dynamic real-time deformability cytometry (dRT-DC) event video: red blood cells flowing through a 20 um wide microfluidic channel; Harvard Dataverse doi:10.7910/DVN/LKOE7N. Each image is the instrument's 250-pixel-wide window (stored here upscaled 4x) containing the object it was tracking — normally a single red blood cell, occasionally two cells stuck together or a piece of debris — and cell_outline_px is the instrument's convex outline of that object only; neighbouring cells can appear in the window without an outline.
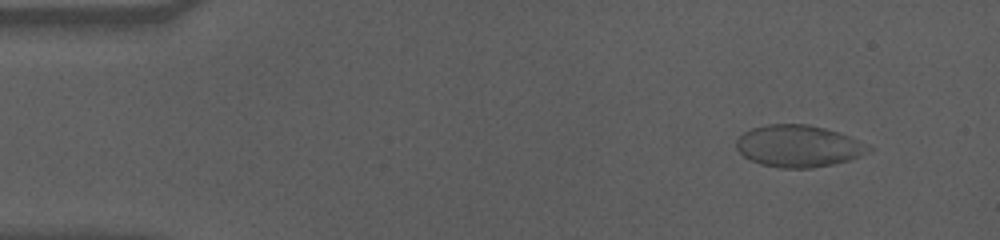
{"species": "human", "species_latin": "Homo sapiens", "temperature_condition": "cold", "stored_images_in_passage": 8, "camera_frame_rate_fps": 3000, "um_per_image_px": 0.085, "donor": {"sex": "male"}, "frame": {"image": 1, "passage_image": 8, "time_ms": 2.333, "image_size_px": [1000, 240], "cell_outline_px": [[872, 148], [868, 152], [860, 156], [848, 160], [832, 164], [812, 168], [780, 168], [760, 164], [744, 156], [736, 148], [736, 140], [744, 132], [752, 128], [768, 124], [808, 124], [824, 128], [848, 136]], "centroid_in_image_um": [67.82, 12.42], "position_along_channel_um": 17.2, "area_um2": 31.91}}